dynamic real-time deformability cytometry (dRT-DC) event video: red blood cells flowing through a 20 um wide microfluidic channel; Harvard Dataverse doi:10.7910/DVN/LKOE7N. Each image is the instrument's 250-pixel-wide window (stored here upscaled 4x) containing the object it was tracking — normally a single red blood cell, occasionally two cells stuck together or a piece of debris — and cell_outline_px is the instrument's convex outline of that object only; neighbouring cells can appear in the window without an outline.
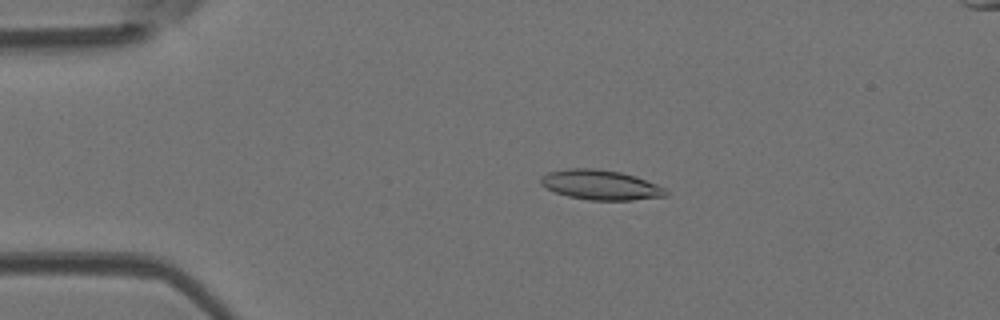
{"species": "Egyptian fruit bat (a non-hibernating species)", "species_latin": "Rousettus aegyptiacus", "temperature_condition": "room temperature", "stored_images_in_passage": 52, "camera_frame_rate_fps": 3000, "um_per_image_px": 0.085, "animal": {"sex": "female"}, "frame": {"image": 1, "passage_image": 11, "time_ms": 3.333, "image_size_px": [1000, 320], "cell_outline_px": [[668, 196], [632, 200], [588, 200], [568, 196], [556, 192], [540, 184], [540, 176], [548, 172], [568, 168], [596, 168], [620, 172], [636, 176], [656, 184], [664, 188], [668, 192]], "centroid_in_image_um": [51.05, 15.71], "position_along_channel_um": 34.0, "area_um2": 21.79}}
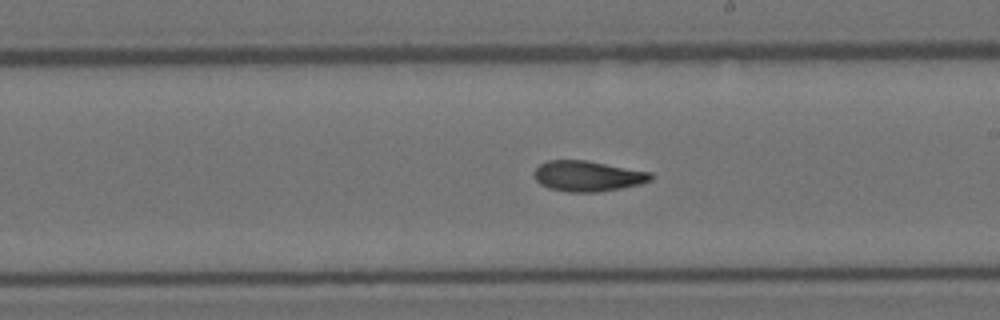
{"frame": {"image": 2, "passage_image": 30, "time_ms": 9.667, "image_size_px": [1000, 320], "cell_outline_px": [[652, 180], [640, 184], [620, 188], [596, 192], [568, 192], [548, 188], [540, 184], [536, 180], [532, 172], [540, 164], [548, 160], [584, 160], [652, 172]], "centroid_in_image_um": [49.93, 14.97], "position_along_channel_um": 239.1, "area_um2": 20.75}}
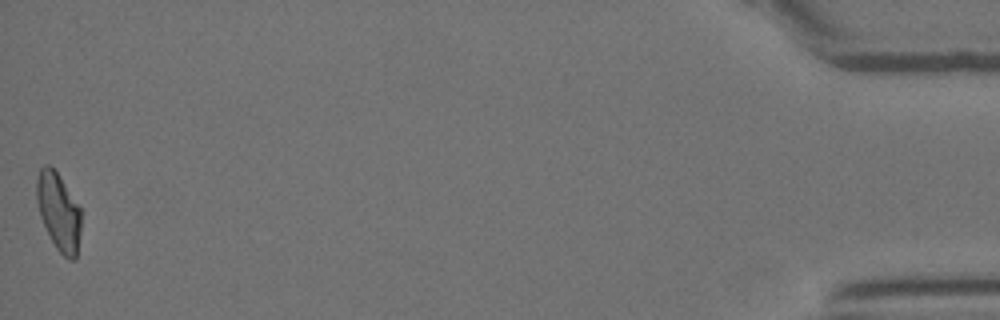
{"frame": {"image": 3, "passage_image": 52, "time_ms": 17.0, "image_size_px": [1000, 320], "cell_outline_px": [[80, 232], [76, 260], [68, 260], [56, 248], [40, 216], [36, 200], [36, 180], [40, 168], [44, 164], [48, 164], [60, 176], [80, 208]], "centroid_in_image_um": [4.97, 17.99], "position_along_channel_um": 430.2, "area_um2": 19.94}, "authors_computed_cell_mechanics": {"area_um2": 20.808, "velocity_mm_per_s": 3.9236, "shape_relaxation_time_tau1_ms": 10.4335, "shape_relaxation_time_tau2_ms": 3.0309, "deformation_change_tau1": 0.2527, "deformation_change_tau2": 0.1071}}